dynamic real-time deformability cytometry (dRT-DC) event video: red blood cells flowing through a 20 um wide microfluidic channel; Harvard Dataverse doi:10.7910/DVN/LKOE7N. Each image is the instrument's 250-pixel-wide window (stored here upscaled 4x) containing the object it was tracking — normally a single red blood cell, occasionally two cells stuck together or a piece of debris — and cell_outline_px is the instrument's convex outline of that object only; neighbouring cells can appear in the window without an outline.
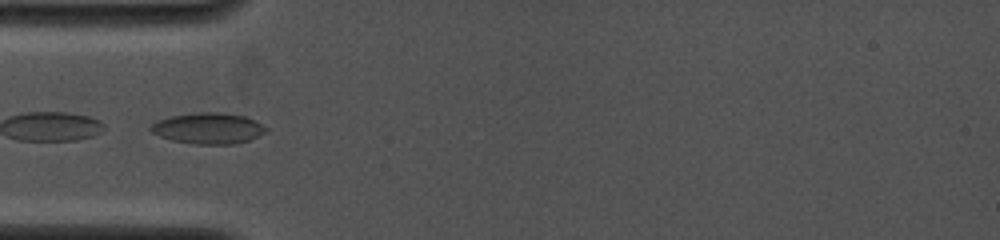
{"species": "common noctule bat (a hibernating species)", "species_latin": "Nyctalus noctula", "temperature_condition": "cold", "stored_images_in_passage": 10, "camera_frame_rate_fps": 4000, "um_per_image_px": 0.085, "animal": {"sex": "female", "body_mass_g": 19.0, "forearm_length_mm": 53.3}, "frame": {"image": 1, "passage_image": 1, "time_ms": 0.0, "image_size_px": [1000, 240], "cell_outline_px": [[268, 132], [248, 140], [236, 144], [192, 144], [172, 140], [160, 136], [152, 132], [148, 128], [156, 120], [172, 116], [192, 112], [216, 112], [244, 116], [268, 128]], "centroid_in_image_um": [17.68, 10.91], "position_along_channel_um": 67.3, "area_um2": 20.81}}
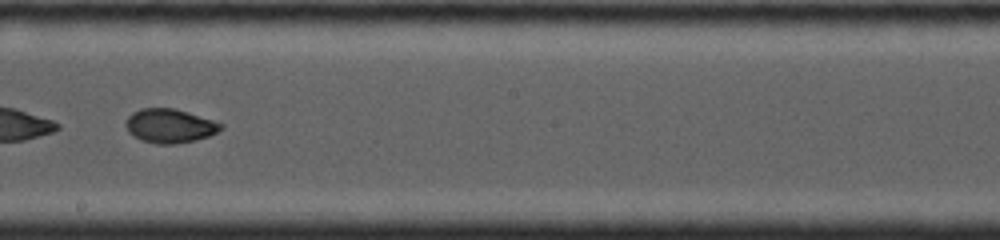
{"frame": {"image": 2, "passage_image": 5, "time_ms": 4.0, "image_size_px": [1000, 240], "cell_outline_px": [[224, 128], [208, 136], [196, 140], [176, 144], [156, 144], [140, 140], [128, 132], [124, 124], [128, 116], [132, 112], [140, 108], [172, 108], [188, 112], [224, 124]], "centroid_in_image_um": [14.4, 10.7], "position_along_channel_um": 233.8, "area_um2": 18.96}}
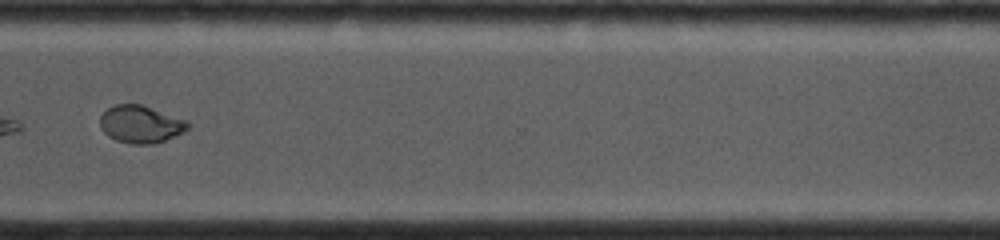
{"frame": {"image": 3, "passage_image": 8, "time_ms": 7.0, "image_size_px": [1000, 240], "cell_outline_px": [[192, 124], [184, 132], [164, 140], [152, 144], [132, 144], [116, 140], [108, 136], [100, 128], [100, 116], [108, 108], [116, 104], [140, 104], [184, 120]], "centroid_in_image_um": [11.92, 10.57], "position_along_channel_um": 358.7, "area_um2": 18.9}}